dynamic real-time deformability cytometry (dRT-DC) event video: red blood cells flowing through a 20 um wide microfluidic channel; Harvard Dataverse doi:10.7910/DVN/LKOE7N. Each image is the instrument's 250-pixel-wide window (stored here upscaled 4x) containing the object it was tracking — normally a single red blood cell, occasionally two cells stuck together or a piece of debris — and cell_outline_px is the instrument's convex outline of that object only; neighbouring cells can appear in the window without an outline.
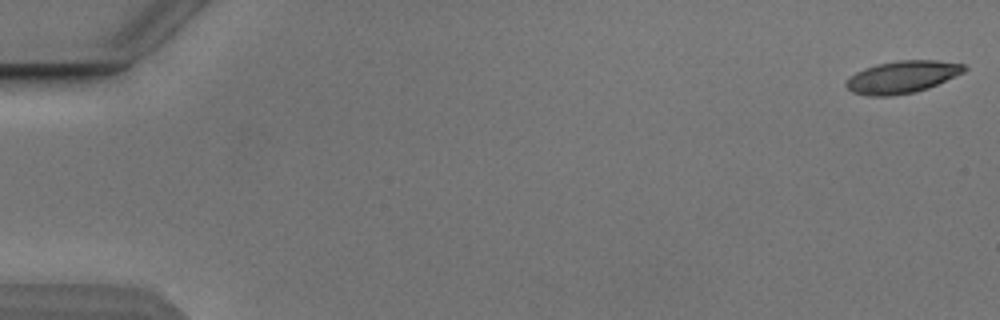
{"species": "Egyptian fruit bat (a non-hibernating species)", "species_latin": "Rousettus aegyptiacus", "temperature_condition": "cold", "stored_images_in_passage": 49, "camera_frame_rate_fps": 3000, "um_per_image_px": 0.085, "animal": {"sex": "male"}, "frame": {"image": 1, "passage_image": 1, "time_ms": 0.0, "image_size_px": [1000, 320], "cell_outline_px": [[968, 68], [964, 72], [928, 88], [916, 92], [892, 96], [868, 96], [852, 92], [844, 84], [856, 72], [864, 68], [876, 64], [896, 60], [936, 60], [964, 64]], "centroid_in_image_um": [76.69, 6.54], "position_along_channel_um": 8.3, "area_um2": 22.25}}
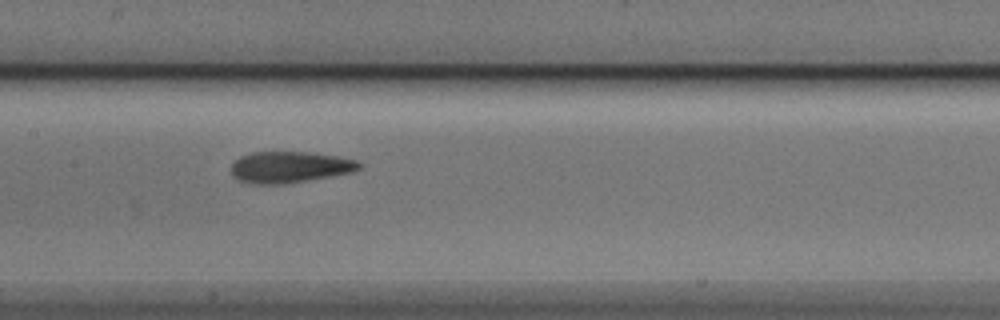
{"frame": {"image": 2, "passage_image": 27, "time_ms": 8.667, "image_size_px": [1000, 320], "cell_outline_px": [[360, 168], [352, 172], [332, 176], [284, 184], [256, 184], [236, 180], [232, 176], [232, 164], [240, 156], [252, 152], [308, 152], [336, 156], [356, 160], [360, 164]], "centroid_in_image_um": [24.59, 14.21], "position_along_channel_um": 182.8, "area_um2": 23.29}}
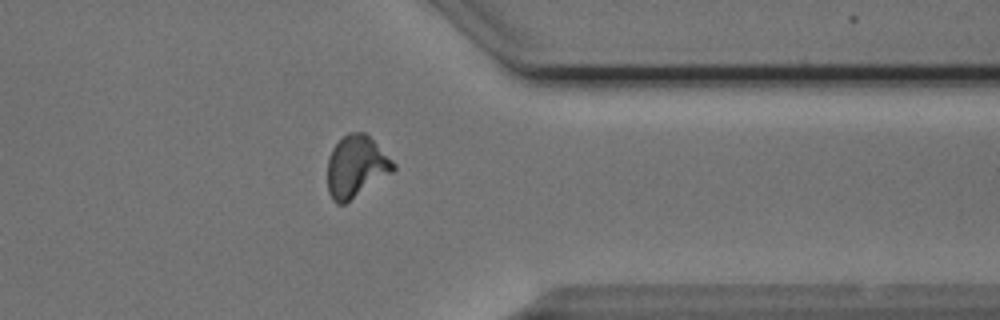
{"frame": {"image": 3, "passage_image": 43, "time_ms": 14.0, "image_size_px": [1000, 320], "cell_outline_px": [[396, 168], [392, 172], [344, 204], [336, 204], [332, 200], [328, 192], [328, 156], [332, 148], [348, 132], [364, 132], [396, 164]], "centroid_in_image_um": [30.24, 14.17], "position_along_channel_um": 381.2, "area_um2": 23.35}}